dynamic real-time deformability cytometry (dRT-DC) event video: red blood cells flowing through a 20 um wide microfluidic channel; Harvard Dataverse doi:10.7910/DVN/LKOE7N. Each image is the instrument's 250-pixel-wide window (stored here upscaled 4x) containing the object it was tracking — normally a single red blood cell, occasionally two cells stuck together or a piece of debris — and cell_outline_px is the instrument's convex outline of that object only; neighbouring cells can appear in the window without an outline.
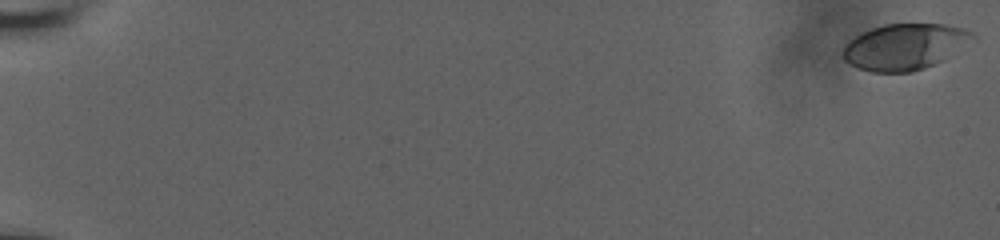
{"species": "human", "species_latin": "Homo sapiens", "temperature_condition": "room temperature", "stored_images_in_passage": 58, "camera_frame_rate_fps": 3000, "um_per_image_px": 0.085, "donor": {"sex": "male"}, "frame": {"image": 1, "passage_image": 1, "time_ms": 0.0, "image_size_px": [1000, 240], "cell_outline_px": [[976, 40], [944, 60], [924, 68], [912, 72], [872, 72], [856, 68], [848, 64], [844, 60], [844, 48], [848, 40], [860, 32], [884, 24], [944, 24], [964, 28], [972, 32], [976, 36]], "centroid_in_image_um": [76.93, 3.97], "position_along_channel_um": 8.1, "area_um2": 35.26}}
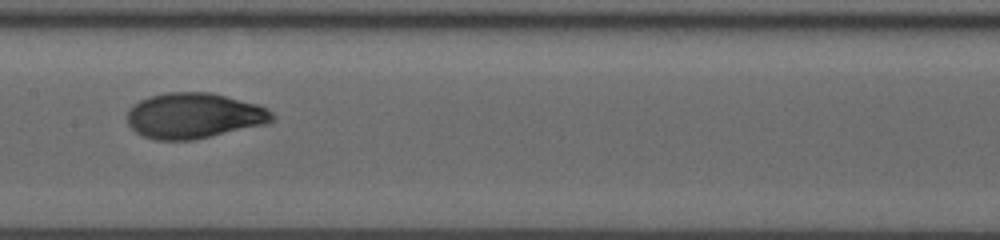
{"frame": {"image": 2, "passage_image": 33, "time_ms": 10.667, "image_size_px": [1000, 240], "cell_outline_px": [[276, 116], [268, 124], [192, 140], [156, 140], [144, 136], [136, 132], [128, 124], [128, 112], [140, 100], [148, 96], [168, 92], [212, 92], [260, 104], [268, 108]], "centroid_in_image_um": [16.55, 9.82], "position_along_channel_um": 190.8, "area_um2": 38.67}}
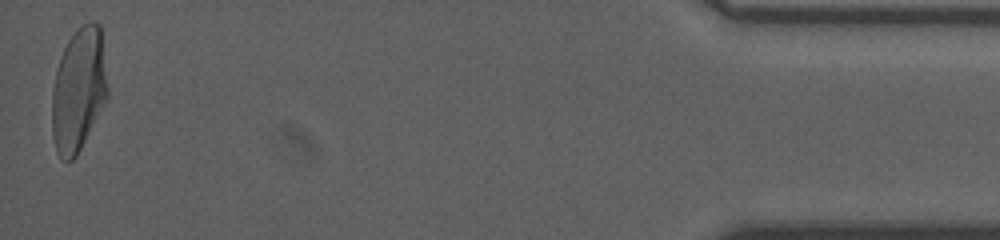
{"frame": {"image": 3, "passage_image": 58, "time_ms": 19.0, "image_size_px": [1000, 240], "cell_outline_px": [[108, 96], [104, 104], [76, 156], [68, 164], [60, 160], [56, 152], [52, 136], [52, 92], [56, 72], [60, 56], [68, 40], [76, 28], [88, 20], [96, 20], [100, 24], [108, 88]], "centroid_in_image_um": [6.67, 7.63], "position_along_channel_um": 428.5, "area_um2": 40.4}, "authors_computed_cell_mechanics": {"area_um2": 37.5411, "velocity_mm_per_s": 3.8098, "shape_relaxation_time_tau1_ms": 4.1441, "shape_relaxation_time_tau2_ms": 0.8953, "deformation_change_tau1": 0.1822, "deformation_change_tau2": 0.0465}}